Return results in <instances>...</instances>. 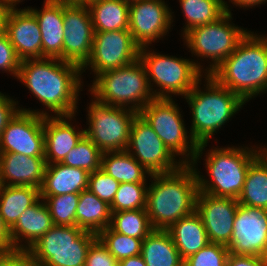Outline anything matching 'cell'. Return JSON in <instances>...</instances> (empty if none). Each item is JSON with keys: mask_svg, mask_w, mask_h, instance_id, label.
<instances>
[{"mask_svg": "<svg viewBox=\"0 0 267 266\" xmlns=\"http://www.w3.org/2000/svg\"><path fill=\"white\" fill-rule=\"evenodd\" d=\"M78 65L58 58L25 59L17 79L55 116L75 115L83 82Z\"/></svg>", "mask_w": 267, "mask_h": 266, "instance_id": "cell-1", "label": "cell"}, {"mask_svg": "<svg viewBox=\"0 0 267 266\" xmlns=\"http://www.w3.org/2000/svg\"><path fill=\"white\" fill-rule=\"evenodd\" d=\"M150 179L146 211L153 229L167 230L195 211L198 180L191 164L170 173L151 174Z\"/></svg>", "mask_w": 267, "mask_h": 266, "instance_id": "cell-2", "label": "cell"}, {"mask_svg": "<svg viewBox=\"0 0 267 266\" xmlns=\"http://www.w3.org/2000/svg\"><path fill=\"white\" fill-rule=\"evenodd\" d=\"M203 78L204 91L199 86ZM203 78L184 96L192 111L189 132L198 144L196 156L191 163L193 167H196L198 159L202 158V153L212 136L246 103L238 94L220 85L211 75H205Z\"/></svg>", "mask_w": 267, "mask_h": 266, "instance_id": "cell-3", "label": "cell"}, {"mask_svg": "<svg viewBox=\"0 0 267 266\" xmlns=\"http://www.w3.org/2000/svg\"><path fill=\"white\" fill-rule=\"evenodd\" d=\"M245 102L267 91V36L248 31L210 74Z\"/></svg>", "mask_w": 267, "mask_h": 266, "instance_id": "cell-4", "label": "cell"}, {"mask_svg": "<svg viewBox=\"0 0 267 266\" xmlns=\"http://www.w3.org/2000/svg\"><path fill=\"white\" fill-rule=\"evenodd\" d=\"M262 147V148H261ZM215 147L205 155V167L209 179L204 178L197 168L194 170L198 180V191L216 197L238 199L250 164L266 147Z\"/></svg>", "mask_w": 267, "mask_h": 266, "instance_id": "cell-5", "label": "cell"}, {"mask_svg": "<svg viewBox=\"0 0 267 266\" xmlns=\"http://www.w3.org/2000/svg\"><path fill=\"white\" fill-rule=\"evenodd\" d=\"M94 78L88 91L99 103L139 113L155 99L145 67L139 58L128 65L102 72Z\"/></svg>", "mask_w": 267, "mask_h": 266, "instance_id": "cell-6", "label": "cell"}, {"mask_svg": "<svg viewBox=\"0 0 267 266\" xmlns=\"http://www.w3.org/2000/svg\"><path fill=\"white\" fill-rule=\"evenodd\" d=\"M149 48L148 46L140 48L139 59L145 67L155 98H172V94L186 96L205 76L204 67L200 62L163 55L154 50L150 51ZM154 84L159 89L154 90Z\"/></svg>", "mask_w": 267, "mask_h": 266, "instance_id": "cell-7", "label": "cell"}, {"mask_svg": "<svg viewBox=\"0 0 267 266\" xmlns=\"http://www.w3.org/2000/svg\"><path fill=\"white\" fill-rule=\"evenodd\" d=\"M97 234L77 226L54 225L27 251L37 266H85Z\"/></svg>", "mask_w": 267, "mask_h": 266, "instance_id": "cell-8", "label": "cell"}, {"mask_svg": "<svg viewBox=\"0 0 267 266\" xmlns=\"http://www.w3.org/2000/svg\"><path fill=\"white\" fill-rule=\"evenodd\" d=\"M232 15L226 11L216 21L192 28L182 35L184 44L194 56L211 60L209 67L205 69V75L212 74L249 31L234 25L231 22Z\"/></svg>", "mask_w": 267, "mask_h": 266, "instance_id": "cell-9", "label": "cell"}, {"mask_svg": "<svg viewBox=\"0 0 267 266\" xmlns=\"http://www.w3.org/2000/svg\"><path fill=\"white\" fill-rule=\"evenodd\" d=\"M181 113L173 98H155L138 114L152 127L175 157L183 156L179 157V160L183 164H191L198 144L187 132Z\"/></svg>", "mask_w": 267, "mask_h": 266, "instance_id": "cell-10", "label": "cell"}, {"mask_svg": "<svg viewBox=\"0 0 267 266\" xmlns=\"http://www.w3.org/2000/svg\"><path fill=\"white\" fill-rule=\"evenodd\" d=\"M87 109L85 135L102 151H126L136 111L99 103L94 98Z\"/></svg>", "mask_w": 267, "mask_h": 266, "instance_id": "cell-11", "label": "cell"}, {"mask_svg": "<svg viewBox=\"0 0 267 266\" xmlns=\"http://www.w3.org/2000/svg\"><path fill=\"white\" fill-rule=\"evenodd\" d=\"M44 116H49V113L20 108L2 133L0 153L45 157Z\"/></svg>", "mask_w": 267, "mask_h": 266, "instance_id": "cell-12", "label": "cell"}, {"mask_svg": "<svg viewBox=\"0 0 267 266\" xmlns=\"http://www.w3.org/2000/svg\"><path fill=\"white\" fill-rule=\"evenodd\" d=\"M126 151L151 174L170 173L183 165L139 114L132 122Z\"/></svg>", "mask_w": 267, "mask_h": 266, "instance_id": "cell-13", "label": "cell"}, {"mask_svg": "<svg viewBox=\"0 0 267 266\" xmlns=\"http://www.w3.org/2000/svg\"><path fill=\"white\" fill-rule=\"evenodd\" d=\"M140 46L129 30L95 32L89 60L81 67L82 73L91 69L98 74L128 65L139 58Z\"/></svg>", "mask_w": 267, "mask_h": 266, "instance_id": "cell-14", "label": "cell"}, {"mask_svg": "<svg viewBox=\"0 0 267 266\" xmlns=\"http://www.w3.org/2000/svg\"><path fill=\"white\" fill-rule=\"evenodd\" d=\"M63 61L82 67L88 60L94 39V27L86 3H63Z\"/></svg>", "mask_w": 267, "mask_h": 266, "instance_id": "cell-15", "label": "cell"}, {"mask_svg": "<svg viewBox=\"0 0 267 266\" xmlns=\"http://www.w3.org/2000/svg\"><path fill=\"white\" fill-rule=\"evenodd\" d=\"M172 10L164 0H134L129 4V32L134 41L145 47L171 29L174 22Z\"/></svg>", "mask_w": 267, "mask_h": 266, "instance_id": "cell-16", "label": "cell"}, {"mask_svg": "<svg viewBox=\"0 0 267 266\" xmlns=\"http://www.w3.org/2000/svg\"><path fill=\"white\" fill-rule=\"evenodd\" d=\"M233 227L230 253L267 257V209L239 204Z\"/></svg>", "mask_w": 267, "mask_h": 266, "instance_id": "cell-17", "label": "cell"}, {"mask_svg": "<svg viewBox=\"0 0 267 266\" xmlns=\"http://www.w3.org/2000/svg\"><path fill=\"white\" fill-rule=\"evenodd\" d=\"M238 205L237 199L198 191L195 211L201 216L210 243H230Z\"/></svg>", "mask_w": 267, "mask_h": 266, "instance_id": "cell-18", "label": "cell"}, {"mask_svg": "<svg viewBox=\"0 0 267 266\" xmlns=\"http://www.w3.org/2000/svg\"><path fill=\"white\" fill-rule=\"evenodd\" d=\"M2 30L8 35L21 61L42 58L40 27L29 7L5 10Z\"/></svg>", "mask_w": 267, "mask_h": 266, "instance_id": "cell-19", "label": "cell"}, {"mask_svg": "<svg viewBox=\"0 0 267 266\" xmlns=\"http://www.w3.org/2000/svg\"><path fill=\"white\" fill-rule=\"evenodd\" d=\"M45 157L0 153V181L5 186L41 188L46 170Z\"/></svg>", "mask_w": 267, "mask_h": 266, "instance_id": "cell-20", "label": "cell"}, {"mask_svg": "<svg viewBox=\"0 0 267 266\" xmlns=\"http://www.w3.org/2000/svg\"><path fill=\"white\" fill-rule=\"evenodd\" d=\"M76 115L44 116L45 159L47 164L59 163L85 135V129L77 130L70 121ZM67 119V120H66Z\"/></svg>", "mask_w": 267, "mask_h": 266, "instance_id": "cell-21", "label": "cell"}, {"mask_svg": "<svg viewBox=\"0 0 267 266\" xmlns=\"http://www.w3.org/2000/svg\"><path fill=\"white\" fill-rule=\"evenodd\" d=\"M53 226L49 209L44 200L40 198L20 215L16 224L10 229L14 250L27 251Z\"/></svg>", "mask_w": 267, "mask_h": 266, "instance_id": "cell-22", "label": "cell"}, {"mask_svg": "<svg viewBox=\"0 0 267 266\" xmlns=\"http://www.w3.org/2000/svg\"><path fill=\"white\" fill-rule=\"evenodd\" d=\"M29 9L34 13L39 24L42 38V58L63 60V3L44 0L41 10Z\"/></svg>", "mask_w": 267, "mask_h": 266, "instance_id": "cell-23", "label": "cell"}, {"mask_svg": "<svg viewBox=\"0 0 267 266\" xmlns=\"http://www.w3.org/2000/svg\"><path fill=\"white\" fill-rule=\"evenodd\" d=\"M90 173L81 168H75L59 163L47 164L41 196H57L77 193L87 190Z\"/></svg>", "mask_w": 267, "mask_h": 266, "instance_id": "cell-24", "label": "cell"}, {"mask_svg": "<svg viewBox=\"0 0 267 266\" xmlns=\"http://www.w3.org/2000/svg\"><path fill=\"white\" fill-rule=\"evenodd\" d=\"M167 231L183 260L210 243L201 216L196 211L180 218Z\"/></svg>", "mask_w": 267, "mask_h": 266, "instance_id": "cell-25", "label": "cell"}, {"mask_svg": "<svg viewBox=\"0 0 267 266\" xmlns=\"http://www.w3.org/2000/svg\"><path fill=\"white\" fill-rule=\"evenodd\" d=\"M94 32L129 30V4L125 0H87Z\"/></svg>", "mask_w": 267, "mask_h": 266, "instance_id": "cell-26", "label": "cell"}, {"mask_svg": "<svg viewBox=\"0 0 267 266\" xmlns=\"http://www.w3.org/2000/svg\"><path fill=\"white\" fill-rule=\"evenodd\" d=\"M141 256L146 266H183L181 258L170 233L154 229L142 242Z\"/></svg>", "mask_w": 267, "mask_h": 266, "instance_id": "cell-27", "label": "cell"}, {"mask_svg": "<svg viewBox=\"0 0 267 266\" xmlns=\"http://www.w3.org/2000/svg\"><path fill=\"white\" fill-rule=\"evenodd\" d=\"M112 212L110 205L99 199L88 189L80 193L76 209V226L98 234L110 226Z\"/></svg>", "mask_w": 267, "mask_h": 266, "instance_id": "cell-28", "label": "cell"}, {"mask_svg": "<svg viewBox=\"0 0 267 266\" xmlns=\"http://www.w3.org/2000/svg\"><path fill=\"white\" fill-rule=\"evenodd\" d=\"M41 198L39 188L31 186H5L0 188V214L9 230L20 215Z\"/></svg>", "mask_w": 267, "mask_h": 266, "instance_id": "cell-29", "label": "cell"}, {"mask_svg": "<svg viewBox=\"0 0 267 266\" xmlns=\"http://www.w3.org/2000/svg\"><path fill=\"white\" fill-rule=\"evenodd\" d=\"M238 203L267 209V151L264 150L249 166Z\"/></svg>", "mask_w": 267, "mask_h": 266, "instance_id": "cell-30", "label": "cell"}, {"mask_svg": "<svg viewBox=\"0 0 267 266\" xmlns=\"http://www.w3.org/2000/svg\"><path fill=\"white\" fill-rule=\"evenodd\" d=\"M101 169L119 183H146L151 176L127 151L103 152Z\"/></svg>", "mask_w": 267, "mask_h": 266, "instance_id": "cell-31", "label": "cell"}, {"mask_svg": "<svg viewBox=\"0 0 267 266\" xmlns=\"http://www.w3.org/2000/svg\"><path fill=\"white\" fill-rule=\"evenodd\" d=\"M186 21L182 29L184 35L190 29L206 25L230 11L225 0H179Z\"/></svg>", "mask_w": 267, "mask_h": 266, "instance_id": "cell-32", "label": "cell"}, {"mask_svg": "<svg viewBox=\"0 0 267 266\" xmlns=\"http://www.w3.org/2000/svg\"><path fill=\"white\" fill-rule=\"evenodd\" d=\"M110 227L115 232L139 239L154 230L146 209L112 212Z\"/></svg>", "mask_w": 267, "mask_h": 266, "instance_id": "cell-33", "label": "cell"}, {"mask_svg": "<svg viewBox=\"0 0 267 266\" xmlns=\"http://www.w3.org/2000/svg\"><path fill=\"white\" fill-rule=\"evenodd\" d=\"M102 154L103 152L84 135L61 163L92 173L101 168Z\"/></svg>", "mask_w": 267, "mask_h": 266, "instance_id": "cell-34", "label": "cell"}, {"mask_svg": "<svg viewBox=\"0 0 267 266\" xmlns=\"http://www.w3.org/2000/svg\"><path fill=\"white\" fill-rule=\"evenodd\" d=\"M97 238L119 262L141 254L143 239L115 232L110 226L100 231Z\"/></svg>", "mask_w": 267, "mask_h": 266, "instance_id": "cell-35", "label": "cell"}, {"mask_svg": "<svg viewBox=\"0 0 267 266\" xmlns=\"http://www.w3.org/2000/svg\"><path fill=\"white\" fill-rule=\"evenodd\" d=\"M80 194L41 196L47 205L54 225L76 226V209Z\"/></svg>", "mask_w": 267, "mask_h": 266, "instance_id": "cell-36", "label": "cell"}, {"mask_svg": "<svg viewBox=\"0 0 267 266\" xmlns=\"http://www.w3.org/2000/svg\"><path fill=\"white\" fill-rule=\"evenodd\" d=\"M147 183H120L110 204L111 212L146 209Z\"/></svg>", "mask_w": 267, "mask_h": 266, "instance_id": "cell-37", "label": "cell"}, {"mask_svg": "<svg viewBox=\"0 0 267 266\" xmlns=\"http://www.w3.org/2000/svg\"><path fill=\"white\" fill-rule=\"evenodd\" d=\"M229 253L226 245L209 243L197 253L187 257L183 266H227Z\"/></svg>", "mask_w": 267, "mask_h": 266, "instance_id": "cell-38", "label": "cell"}, {"mask_svg": "<svg viewBox=\"0 0 267 266\" xmlns=\"http://www.w3.org/2000/svg\"><path fill=\"white\" fill-rule=\"evenodd\" d=\"M119 184L117 180L100 168L90 173L87 189L110 205L118 190Z\"/></svg>", "mask_w": 267, "mask_h": 266, "instance_id": "cell-39", "label": "cell"}, {"mask_svg": "<svg viewBox=\"0 0 267 266\" xmlns=\"http://www.w3.org/2000/svg\"><path fill=\"white\" fill-rule=\"evenodd\" d=\"M21 60L17 57L14 46L8 35L0 31V70L9 72L13 77L18 76Z\"/></svg>", "mask_w": 267, "mask_h": 266, "instance_id": "cell-40", "label": "cell"}, {"mask_svg": "<svg viewBox=\"0 0 267 266\" xmlns=\"http://www.w3.org/2000/svg\"><path fill=\"white\" fill-rule=\"evenodd\" d=\"M118 261L97 238L89 247L85 266H117Z\"/></svg>", "mask_w": 267, "mask_h": 266, "instance_id": "cell-41", "label": "cell"}, {"mask_svg": "<svg viewBox=\"0 0 267 266\" xmlns=\"http://www.w3.org/2000/svg\"><path fill=\"white\" fill-rule=\"evenodd\" d=\"M8 96L9 95H4L0 92V139L9 122L16 116L21 108L18 106V101L16 102L13 98Z\"/></svg>", "mask_w": 267, "mask_h": 266, "instance_id": "cell-42", "label": "cell"}, {"mask_svg": "<svg viewBox=\"0 0 267 266\" xmlns=\"http://www.w3.org/2000/svg\"><path fill=\"white\" fill-rule=\"evenodd\" d=\"M0 266H37L28 251L14 250L0 254Z\"/></svg>", "mask_w": 267, "mask_h": 266, "instance_id": "cell-43", "label": "cell"}, {"mask_svg": "<svg viewBox=\"0 0 267 266\" xmlns=\"http://www.w3.org/2000/svg\"><path fill=\"white\" fill-rule=\"evenodd\" d=\"M227 266H267V257L229 253Z\"/></svg>", "mask_w": 267, "mask_h": 266, "instance_id": "cell-44", "label": "cell"}, {"mask_svg": "<svg viewBox=\"0 0 267 266\" xmlns=\"http://www.w3.org/2000/svg\"><path fill=\"white\" fill-rule=\"evenodd\" d=\"M11 251H14V248L10 237V230L4 224L0 214V254H7Z\"/></svg>", "mask_w": 267, "mask_h": 266, "instance_id": "cell-45", "label": "cell"}, {"mask_svg": "<svg viewBox=\"0 0 267 266\" xmlns=\"http://www.w3.org/2000/svg\"><path fill=\"white\" fill-rule=\"evenodd\" d=\"M117 266H146V264L141 254H139L119 261Z\"/></svg>", "mask_w": 267, "mask_h": 266, "instance_id": "cell-46", "label": "cell"}, {"mask_svg": "<svg viewBox=\"0 0 267 266\" xmlns=\"http://www.w3.org/2000/svg\"><path fill=\"white\" fill-rule=\"evenodd\" d=\"M230 3L239 6L240 8H252L255 6H259L261 4H265L267 0H229Z\"/></svg>", "mask_w": 267, "mask_h": 266, "instance_id": "cell-47", "label": "cell"}, {"mask_svg": "<svg viewBox=\"0 0 267 266\" xmlns=\"http://www.w3.org/2000/svg\"><path fill=\"white\" fill-rule=\"evenodd\" d=\"M23 0H0V3L3 5L4 9H15L17 8L16 5H18Z\"/></svg>", "mask_w": 267, "mask_h": 266, "instance_id": "cell-48", "label": "cell"}, {"mask_svg": "<svg viewBox=\"0 0 267 266\" xmlns=\"http://www.w3.org/2000/svg\"><path fill=\"white\" fill-rule=\"evenodd\" d=\"M5 9L3 5L0 3V31L3 29V15H4Z\"/></svg>", "mask_w": 267, "mask_h": 266, "instance_id": "cell-49", "label": "cell"}, {"mask_svg": "<svg viewBox=\"0 0 267 266\" xmlns=\"http://www.w3.org/2000/svg\"><path fill=\"white\" fill-rule=\"evenodd\" d=\"M52 2H60V3H67V4H71V3H80V0H49Z\"/></svg>", "mask_w": 267, "mask_h": 266, "instance_id": "cell-50", "label": "cell"}, {"mask_svg": "<svg viewBox=\"0 0 267 266\" xmlns=\"http://www.w3.org/2000/svg\"><path fill=\"white\" fill-rule=\"evenodd\" d=\"M87 0H80V3H86Z\"/></svg>", "mask_w": 267, "mask_h": 266, "instance_id": "cell-51", "label": "cell"}]
</instances>
